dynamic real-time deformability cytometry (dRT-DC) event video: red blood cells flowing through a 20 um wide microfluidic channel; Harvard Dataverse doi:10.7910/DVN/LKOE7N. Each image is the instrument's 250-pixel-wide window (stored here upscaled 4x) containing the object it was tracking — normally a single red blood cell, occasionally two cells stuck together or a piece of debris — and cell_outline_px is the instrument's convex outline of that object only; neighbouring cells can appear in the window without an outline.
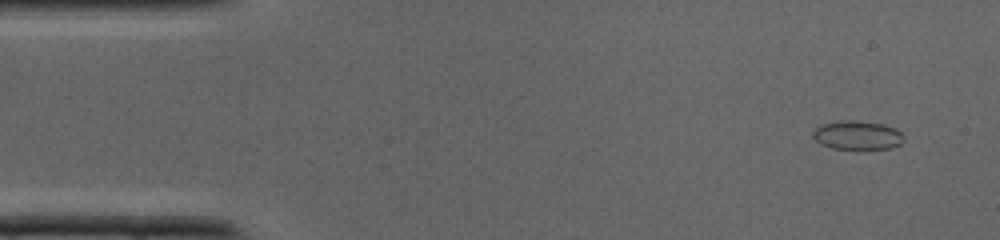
{"species": "common noctule bat (a hibernating species)", "species_latin": "Nyctalus noctula", "temperature_condition": "cold", "stored_images_in_passage": 37, "camera_frame_rate_fps": 3000, "um_per_image_px": 0.085, "animal": {"sex": "male", "body_mass_g": 19.0, "forearm_length_mm": 50.8}, "frame": {"image": 1, "passage_image": 3, "time_ms": 0.667, "image_size_px": [1000, 240], "cell_outline_px": [[904, 140], [900, 144], [888, 148], [832, 148], [820, 144], [812, 136], [812, 132], [820, 124], [840, 120], [856, 120], [880, 124], [896, 128], [900, 132]], "centroid_in_image_um": [72.83, 11.47], "position_along_channel_um": 12.2, "area_um2": 15.09}}
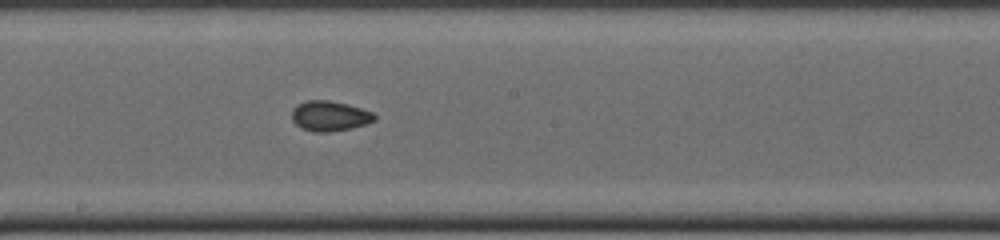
{"frame": {"image": 2, "passage_image": 20, "time_ms": 6.333, "image_size_px": [1000, 240], "cell_outline_px": [[376, 120], [352, 128], [328, 132], [312, 132], [300, 128], [292, 120], [292, 108], [296, 104], [308, 100], [328, 100], [348, 104], [372, 112], [376, 116]], "centroid_in_image_um": [27.99, 9.86], "position_along_channel_um": 220.2, "area_um2": 14.62}}
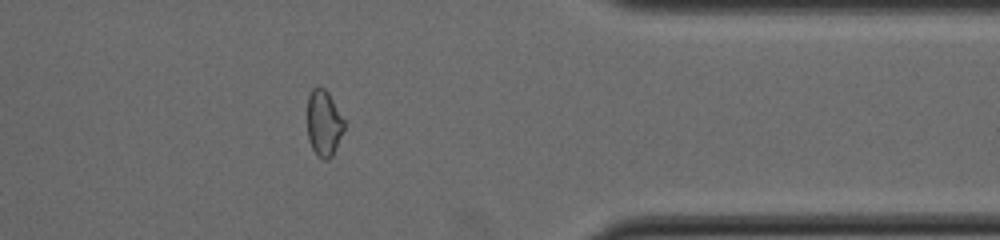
{"frame": {"image": 3, "passage_image": 30, "time_ms": 9.667, "image_size_px": [1000, 240], "cell_outline_px": [[344, 128], [332, 156], [328, 160], [324, 160], [312, 148], [308, 140], [308, 96], [312, 88], [324, 88], [328, 92], [344, 120]], "centroid_in_image_um": [27.51, 10.46], "position_along_channel_um": 383.9, "area_um2": 13.87}}